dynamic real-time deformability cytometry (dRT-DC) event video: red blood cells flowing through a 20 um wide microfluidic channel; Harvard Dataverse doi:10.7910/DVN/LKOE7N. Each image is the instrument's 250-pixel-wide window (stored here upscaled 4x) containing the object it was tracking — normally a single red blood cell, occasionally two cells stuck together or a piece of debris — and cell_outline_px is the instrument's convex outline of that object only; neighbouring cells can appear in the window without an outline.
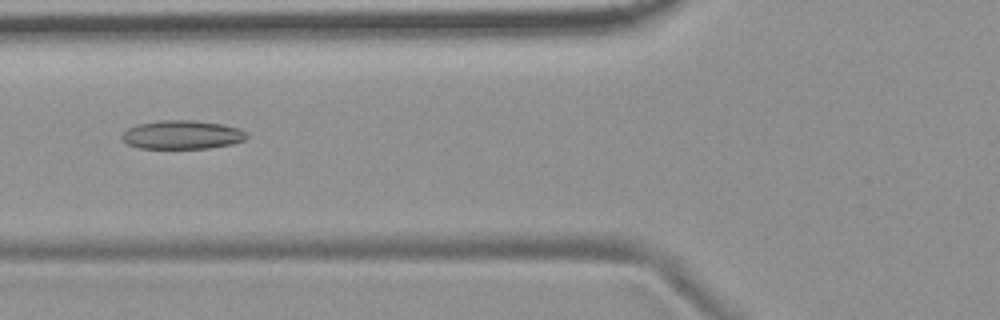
{"species": "common noctule bat (a hibernating species)", "species_latin": "Nyctalus noctula", "temperature_condition": "room temperature", "stored_images_in_passage": 4, "camera_frame_rate_fps": 3000, "um_per_image_px": 0.085, "animal": {"sex": "female", "body_mass_g": 19.9}, "frame": {"image": 1, "passage_image": 2, "time_ms": 1.333, "image_size_px": [1000, 320], "cell_outline_px": [[248, 136], [244, 140], [232, 144], [208, 148], [140, 148], [128, 144], [120, 136], [128, 128], [136, 124], [160, 120], [188, 120], [224, 124], [240, 128], [248, 132]], "centroid_in_image_um": [15.51, 11.45], "position_along_channel_um": 110.3, "area_um2": 20.92}}
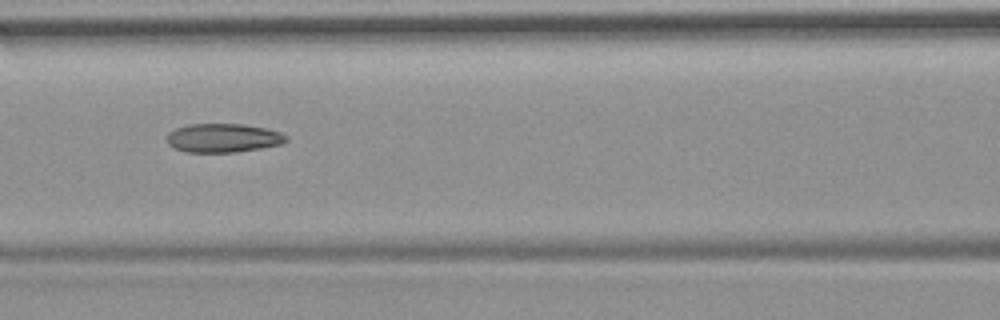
{"frame": {"image": 2, "passage_image": 3, "time_ms": 2.333, "image_size_px": [1000, 320], "cell_outline_px": [[288, 140], [280, 144], [260, 148], [236, 152], [188, 152], [172, 148], [168, 144], [168, 132], [176, 128], [188, 124], [244, 124], [264, 128], [280, 132], [288, 136]], "centroid_in_image_um": [18.95, 11.72], "position_along_channel_um": 147.6, "area_um2": 20.0}}
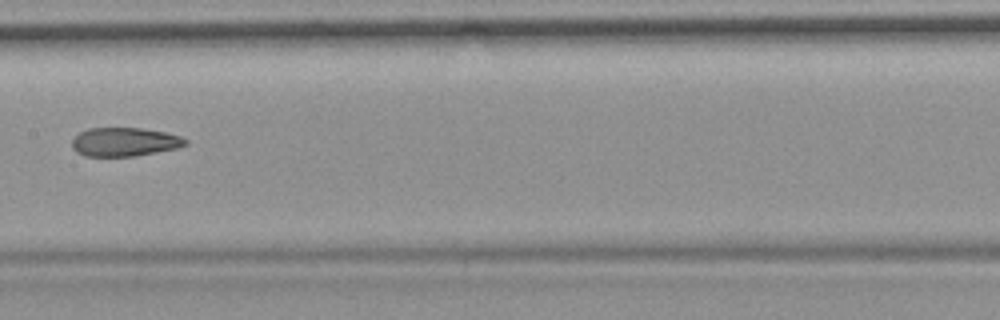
{"frame": {"image": 3, "passage_image": 4, "time_ms": 3.667, "image_size_px": [1000, 320], "cell_outline_px": [[188, 144], [176, 148], [132, 156], [84, 156], [76, 152], [72, 148], [72, 140], [80, 132], [88, 128], [140, 128], [164, 132], [180, 136], [188, 140]], "centroid_in_image_um": [10.56, 12.06], "position_along_channel_um": 196.8, "area_um2": 18.84}}